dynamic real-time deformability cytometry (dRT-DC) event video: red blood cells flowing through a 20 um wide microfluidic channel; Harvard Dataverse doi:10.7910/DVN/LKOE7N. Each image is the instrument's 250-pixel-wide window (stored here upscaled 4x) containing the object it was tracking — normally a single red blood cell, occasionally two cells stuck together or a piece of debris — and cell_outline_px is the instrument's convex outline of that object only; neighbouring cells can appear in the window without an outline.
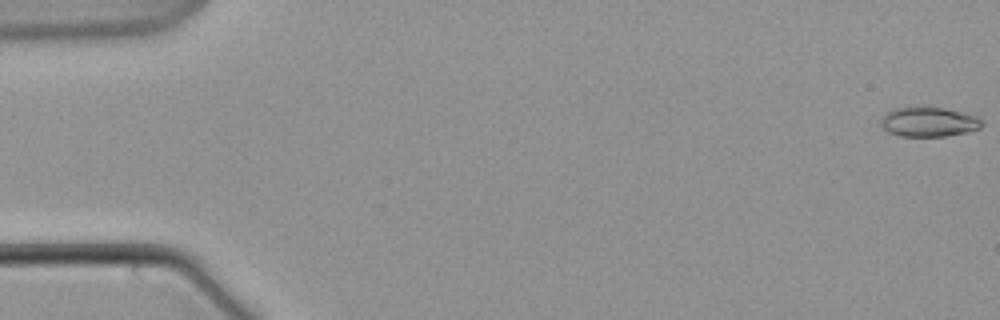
{"species": "common noctule bat (a hibernating species)", "species_latin": "Nyctalus noctula", "temperature_condition": "warm", "stored_images_in_passage": 61, "camera_frame_rate_fps": 3000, "um_per_image_px": 0.085, "animal": {"sex": "male", "body_mass_g": 21.5, "forearm_length_mm": 52.0}, "frame": {"image": 1, "passage_image": 1, "time_ms": 0.0, "image_size_px": [1000, 320], "cell_outline_px": [[984, 124], [980, 128], [968, 132], [944, 136], [900, 136], [888, 132], [880, 124], [880, 120], [888, 112], [896, 108], [944, 108], [976, 116], [984, 120]], "centroid_in_image_um": [78.98, 10.38], "position_along_channel_um": 6.0, "area_um2": 17.17}}
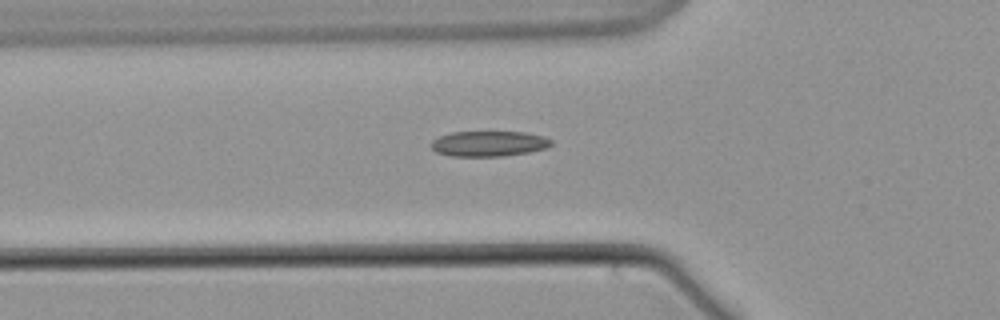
{"frame": {"image": 2, "passage_image": 22, "time_ms": 7.0, "image_size_px": [1000, 320], "cell_outline_px": [[552, 144], [544, 148], [528, 152], [504, 156], [452, 156], [436, 152], [432, 148], [432, 140], [440, 136], [452, 132], [524, 132], [544, 136], [552, 140]], "centroid_in_image_um": [41.55, 12.21], "position_along_channel_um": 84.3, "area_um2": 17.63}}
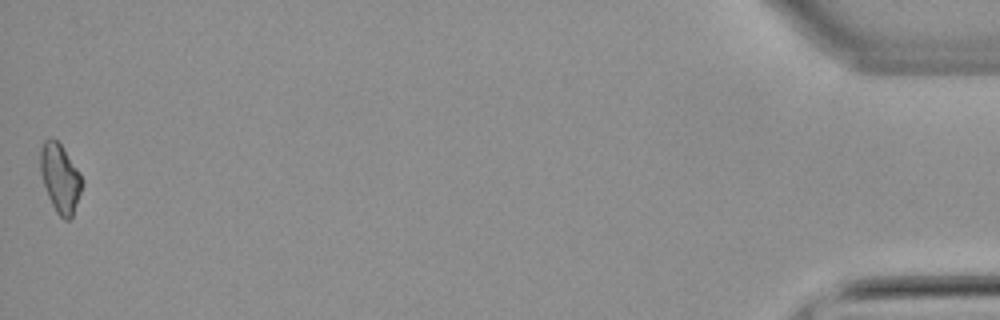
{"frame": {"image": 3, "passage_image": 61, "time_ms": 20.0, "image_size_px": [1000, 320], "cell_outline_px": [[84, 184], [72, 216], [68, 220], [64, 220], [56, 212], [48, 196], [40, 172], [40, 148], [44, 140], [48, 136], [52, 136], [60, 144], [80, 172], [84, 180]], "centroid_in_image_um": [5.12, 15.11], "position_along_channel_um": 430.1, "area_um2": 16.82}}